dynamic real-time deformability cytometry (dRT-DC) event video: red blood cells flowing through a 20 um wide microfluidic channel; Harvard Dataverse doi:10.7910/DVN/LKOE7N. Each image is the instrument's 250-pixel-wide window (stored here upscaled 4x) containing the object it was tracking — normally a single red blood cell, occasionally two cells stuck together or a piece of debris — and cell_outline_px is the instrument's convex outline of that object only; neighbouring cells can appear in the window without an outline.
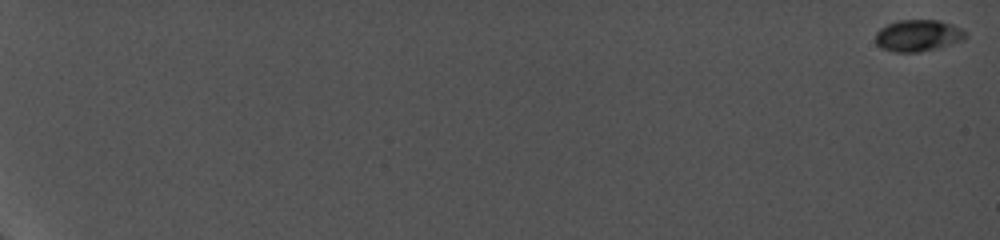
{"species": "common noctule bat (a hibernating species)", "species_latin": "Nyctalus noctula", "temperature_condition": "cold", "stored_images_in_passage": 13, "camera_frame_rate_fps": 5000, "um_per_image_px": 0.085, "animal": {"sex": "female", "body_mass_g": 19.0, "forearm_length_mm": 56.7}, "frame": {"image": 1, "passage_image": 1, "time_ms": 0.0, "image_size_px": [1000, 240], "cell_outline_px": [[968, 36], [964, 40], [936, 48], [920, 52], [892, 52], [880, 48], [876, 44], [876, 32], [880, 28], [896, 20], [940, 20], [952, 24], [968, 32]], "centroid_in_image_um": [78.04, 3.02], "position_along_channel_um": 7.0, "area_um2": 16.82}}
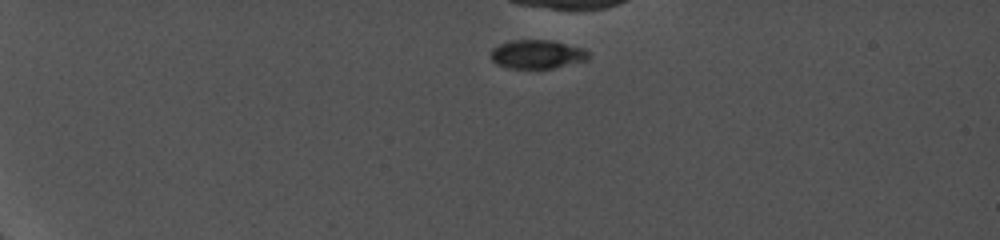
{"frame": {"image": 2, "passage_image": 8, "time_ms": 5.6, "image_size_px": [1000, 240], "cell_outline_px": [[588, 60], [552, 68], [508, 68], [496, 64], [492, 60], [492, 48], [500, 44], [512, 40], [552, 40], [584, 48], [588, 52]], "centroid_in_image_um": [45.67, 4.61], "position_along_channel_um": 39.3, "area_um2": 16.3}}